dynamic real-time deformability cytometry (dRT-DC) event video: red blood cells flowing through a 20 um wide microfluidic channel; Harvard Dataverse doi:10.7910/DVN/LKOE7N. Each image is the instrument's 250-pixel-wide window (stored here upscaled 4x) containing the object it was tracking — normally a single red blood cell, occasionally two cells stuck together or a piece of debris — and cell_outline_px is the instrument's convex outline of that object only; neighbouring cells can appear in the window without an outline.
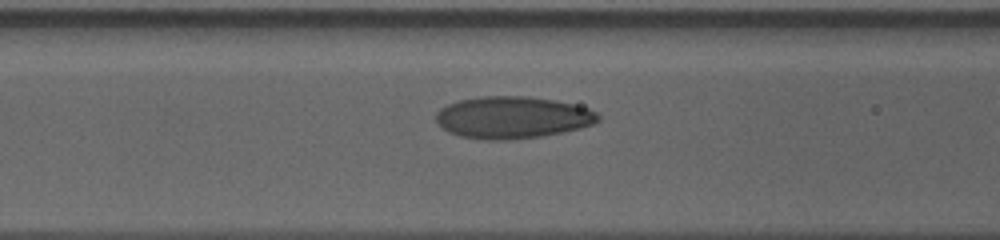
{"species": "human", "species_latin": "Homo sapiens", "temperature_condition": "cold", "stored_images_in_passage": 18, "camera_frame_rate_fps": 3000, "um_per_image_px": 0.085, "donor": {"sex": "male"}, "frame": {"image": 1, "passage_image": 16, "time_ms": 5.0, "image_size_px": [1000, 240], "cell_outline_px": [[600, 120], [592, 124], [580, 128], [564, 132], [540, 136], [508, 140], [484, 140], [460, 136], [448, 132], [436, 120], [436, 112], [440, 108], [448, 104], [460, 100], [480, 96], [524, 96], [552, 100], [572, 104], [588, 108], [596, 112], [600, 116]], "centroid_in_image_um": [43.55, 9.99], "position_along_channel_um": 123.1, "area_um2": 39.59}}